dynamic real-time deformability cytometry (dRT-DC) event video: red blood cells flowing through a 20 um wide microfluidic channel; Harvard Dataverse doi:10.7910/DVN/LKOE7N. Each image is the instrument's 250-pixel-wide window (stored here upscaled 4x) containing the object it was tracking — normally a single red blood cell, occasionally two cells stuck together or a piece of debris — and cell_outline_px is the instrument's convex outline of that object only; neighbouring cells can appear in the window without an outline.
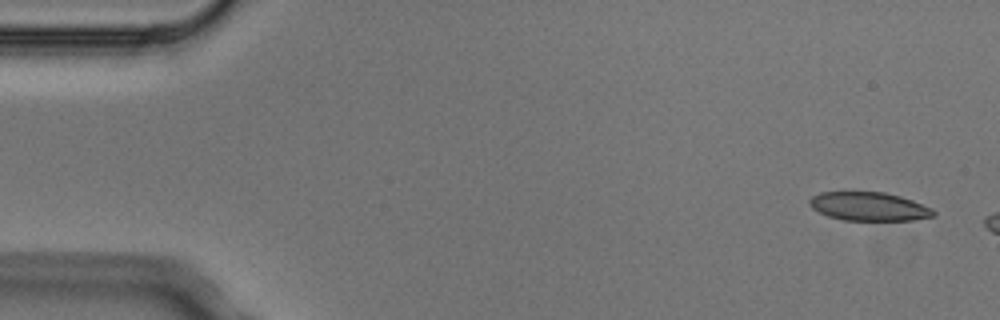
{"species": "Egyptian fruit bat (a non-hibernating species)", "species_latin": "Rousettus aegyptiacus", "temperature_condition": "cold", "stored_images_in_passage": 2, "camera_frame_rate_fps": 3000, "um_per_image_px": 0.085, "animal": {"sex": "male"}, "frame": {"image": 1, "passage_image": 1, "time_ms": 0.0, "image_size_px": [1000, 320], "cell_outline_px": [[936, 216], [912, 220], [844, 220], [828, 216], [812, 208], [808, 204], [808, 200], [812, 196], [820, 192], [884, 192], [900, 196], [912, 200], [932, 208], [936, 212]], "centroid_in_image_um": [73.86, 17.55], "position_along_channel_um": 11.1, "area_um2": 20.69}}